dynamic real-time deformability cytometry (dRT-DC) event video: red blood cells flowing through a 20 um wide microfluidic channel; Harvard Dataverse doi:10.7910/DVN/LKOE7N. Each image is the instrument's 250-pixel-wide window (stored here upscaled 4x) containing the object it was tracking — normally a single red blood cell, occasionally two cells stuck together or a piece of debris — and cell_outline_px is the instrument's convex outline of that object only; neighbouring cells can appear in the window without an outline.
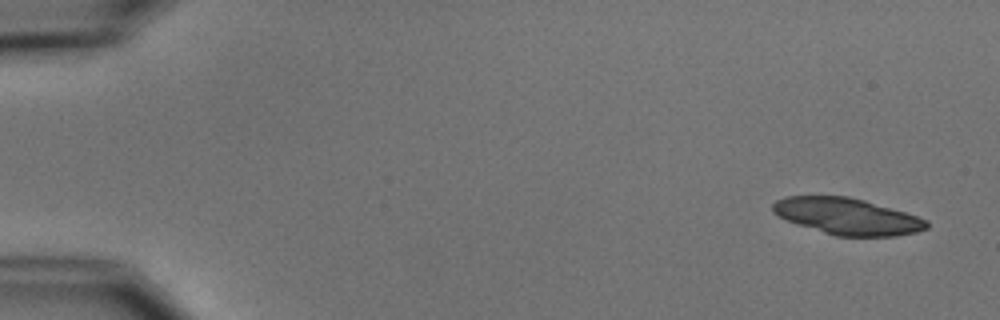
{"species": "common noctule bat (a hibernating species)", "species_latin": "Nyctalus noctula", "temperature_condition": "cold", "stored_images_in_passage": 6, "camera_frame_rate_fps": 3000, "um_per_image_px": 0.085, "animal": {"sex": "male", "body_mass_g": 15.6}, "frame": {"image": 1, "passage_image": 1, "time_ms": 0.0, "image_size_px": [1000, 320], "cell_outline_px": [[928, 228], [916, 232], [896, 236], [836, 236], [796, 224], [772, 212], [772, 204], [776, 200], [784, 196], [848, 196], [864, 200], [904, 212], [928, 220]], "centroid_in_image_um": [72.0, 18.39], "position_along_channel_um": 13.0, "area_um2": 32.54}}